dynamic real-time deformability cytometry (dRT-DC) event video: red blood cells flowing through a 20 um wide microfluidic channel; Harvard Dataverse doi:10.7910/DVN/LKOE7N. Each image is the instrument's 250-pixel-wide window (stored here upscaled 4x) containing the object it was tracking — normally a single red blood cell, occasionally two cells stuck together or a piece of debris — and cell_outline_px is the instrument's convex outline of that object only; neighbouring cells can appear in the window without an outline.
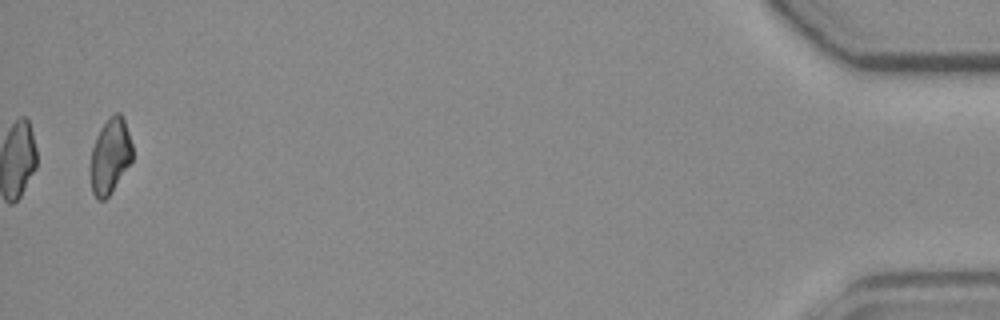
{"species": "common noctule bat (a hibernating species)", "species_latin": "Nyctalus noctula", "temperature_condition": "room temperature", "stored_images_in_passage": 52, "camera_frame_rate_fps": 3000, "um_per_image_px": 0.085, "animal": {"sex": "female", "body_mass_g": 19.3, "forearm_length_mm": 54.1}, "frame": {"image": 1, "passage_image": 52, "time_ms": 17.0, "image_size_px": [1000, 320], "cell_outline_px": [[132, 160], [108, 196], [104, 200], [96, 200], [92, 192], [92, 148], [96, 136], [100, 128], [108, 116], [116, 112], [120, 112], [124, 116], [132, 144]], "centroid_in_image_um": [9.38, 13.19], "position_along_channel_um": 425.8, "area_um2": 18.21}, "authors_computed_cell_mechanics": {"area_um2": 17.4556, "velocity_mm_per_s": 3.6676, "shape_relaxation_time_tau1_ms": 0.0271, "shape_relaxation_time_tau2_ms": null, "deformation_change_tau1": 0.3242, "deformation_change_tau2": null}}